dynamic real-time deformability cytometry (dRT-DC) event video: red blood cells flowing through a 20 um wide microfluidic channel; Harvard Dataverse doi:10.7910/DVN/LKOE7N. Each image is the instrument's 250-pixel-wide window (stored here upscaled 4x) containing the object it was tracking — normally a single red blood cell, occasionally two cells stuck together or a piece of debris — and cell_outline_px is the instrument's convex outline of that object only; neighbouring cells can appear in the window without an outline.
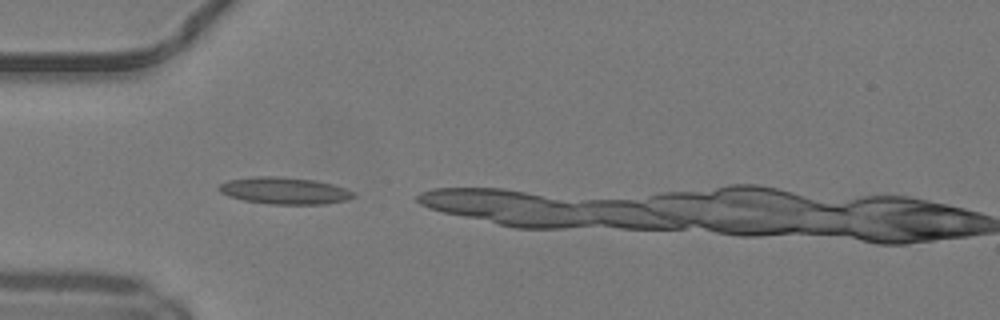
{"species": "common noctule bat (a hibernating species)", "species_latin": "Nyctalus noctula", "temperature_condition": "warm", "stored_images_in_passage": 6, "camera_frame_rate_fps": 3000, "um_per_image_px": 0.085, "animal": {"sex": "male", "body_mass_g": 19.2, "forearm_length_mm": 51.8}, "frame": {"image": 1, "passage_image": 2, "time_ms": 0.333, "image_size_px": [1000, 320], "cell_outline_px": [[356, 196], [348, 200], [324, 204], [268, 204], [244, 200], [228, 196], [220, 192], [216, 188], [220, 184], [228, 180], [252, 176], [280, 176], [316, 180], [332, 184], [356, 192]], "centroid_in_image_um": [24.18, 16.2], "position_along_channel_um": 60.8, "area_um2": 21.33}}